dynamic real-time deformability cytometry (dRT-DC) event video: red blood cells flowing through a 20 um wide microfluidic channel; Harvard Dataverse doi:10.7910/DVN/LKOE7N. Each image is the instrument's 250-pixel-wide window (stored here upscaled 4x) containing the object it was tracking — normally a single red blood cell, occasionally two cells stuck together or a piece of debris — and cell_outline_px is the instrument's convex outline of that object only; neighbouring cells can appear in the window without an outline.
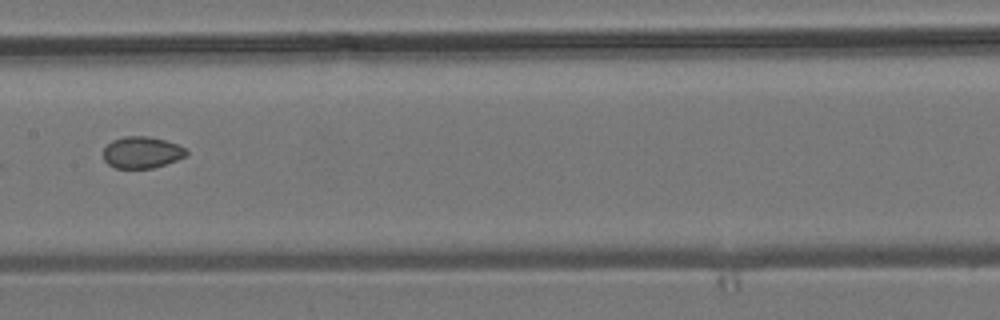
{"species": "common noctule bat (a hibernating species)", "species_latin": "Nyctalus noctula", "temperature_condition": "room temperature", "stored_images_in_passage": 6, "camera_frame_rate_fps": 3000, "um_per_image_px": 0.085, "animal": {"sex": "male", "body_mass_g": 19.2, "forearm_length_mm": 51.8}, "frame": {"image": 1, "passage_image": 5, "time_ms": 4.333, "image_size_px": [1000, 320], "cell_outline_px": [[188, 152], [184, 156], [176, 160], [152, 168], [116, 168], [108, 164], [104, 160], [104, 148], [112, 140], [124, 136], [148, 136], [164, 140], [176, 144], [184, 148]], "centroid_in_image_um": [12.02, 12.95], "position_along_channel_um": 195.4, "area_um2": 15.09}}
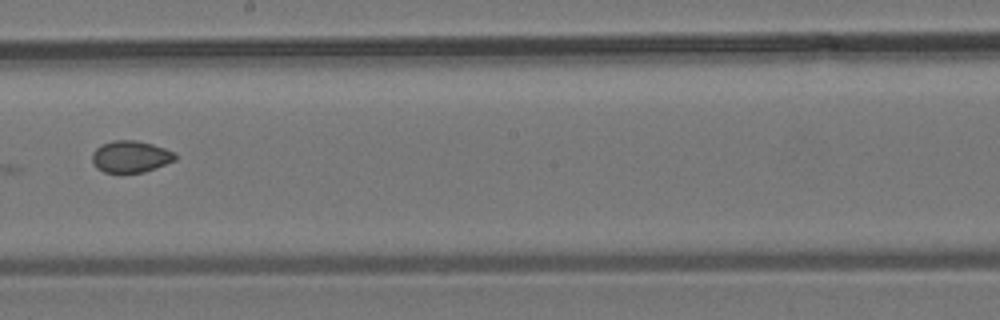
{"frame": {"image": 2, "passage_image": 6, "time_ms": 5.333, "image_size_px": [1000, 320], "cell_outline_px": [[176, 160], [156, 168], [144, 172], [104, 172], [96, 168], [92, 164], [92, 152], [96, 148], [112, 140], [136, 140], [152, 144], [176, 152]], "centroid_in_image_um": [11.11, 13.31], "position_along_channel_um": 237.1, "area_um2": 15.43}}